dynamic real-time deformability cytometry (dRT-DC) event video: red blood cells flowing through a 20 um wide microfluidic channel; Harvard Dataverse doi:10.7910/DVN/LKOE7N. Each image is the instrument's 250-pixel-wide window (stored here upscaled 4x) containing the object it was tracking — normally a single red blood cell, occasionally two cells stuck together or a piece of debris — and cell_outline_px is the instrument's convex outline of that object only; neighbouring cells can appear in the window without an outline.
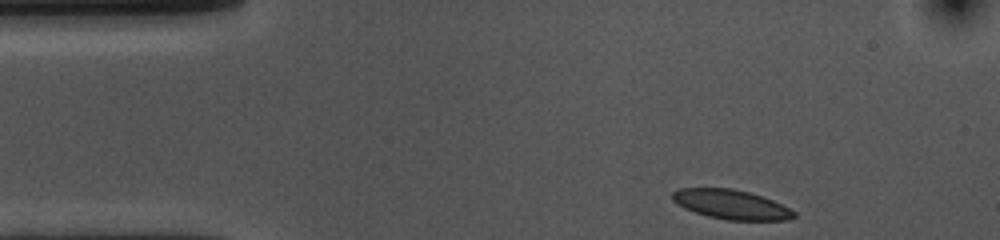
{"species": "common noctule bat (a hibernating species)", "species_latin": "Nyctalus noctula", "temperature_condition": "cold", "stored_images_in_passage": 37, "camera_frame_rate_fps": 3000, "um_per_image_px": 0.085, "animal": {"sex": "female", "body_mass_g": 10.0, "forearm_length_mm": 53.1}, "frame": {"image": 1, "passage_image": 1, "time_ms": 0.0, "image_size_px": [1000, 240], "cell_outline_px": [[796, 216], [788, 220], [728, 220], [708, 216], [684, 208], [672, 200], [672, 192], [676, 188], [732, 188], [748, 192], [772, 200], [796, 212]], "centroid_in_image_um": [62.12, 17.37], "position_along_channel_um": 22.9, "area_um2": 20.69}}
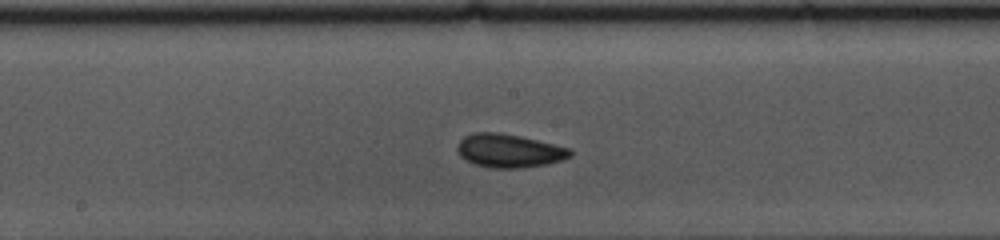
{"frame": {"image": 2, "passage_image": 21, "time_ms": 6.667, "image_size_px": [1000, 240], "cell_outline_px": [[572, 156], [560, 160], [544, 164], [520, 168], [492, 168], [476, 164], [464, 160], [460, 156], [456, 148], [456, 144], [464, 136], [476, 132], [500, 132], [520, 136], [572, 148]], "centroid_in_image_um": [43.25, 12.8], "position_along_channel_um": 205.0, "area_um2": 22.08}}
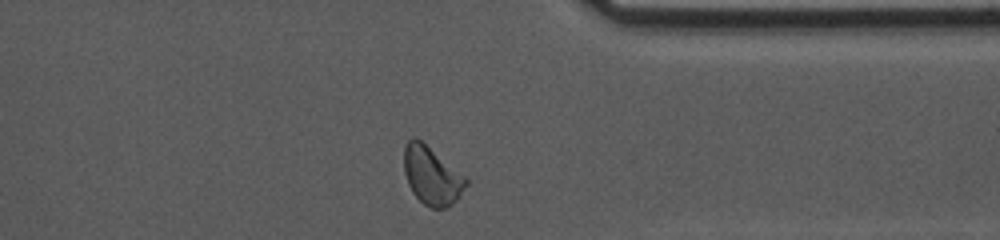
{"frame": {"image": 3, "passage_image": 36, "time_ms": 11.667, "image_size_px": [1000, 240], "cell_outline_px": [[468, 184], [456, 200], [452, 204], [444, 208], [432, 208], [424, 204], [412, 192], [408, 184], [404, 172], [404, 144], [412, 136], [420, 140], [464, 176], [468, 180]], "centroid_in_image_um": [36.67, 14.94], "position_along_channel_um": 374.7, "area_um2": 20.63}, "authors_computed_cell_mechanics": {"area_um2": 21.2704, "velocity_mm_per_s": 3.565, "shape_relaxation_time_tau1_ms": 2.7137, "shape_relaxation_time_tau2_ms": 2.1943, "deformation_change_tau1": 0.0821, "deformation_change_tau2": 0.0667}}